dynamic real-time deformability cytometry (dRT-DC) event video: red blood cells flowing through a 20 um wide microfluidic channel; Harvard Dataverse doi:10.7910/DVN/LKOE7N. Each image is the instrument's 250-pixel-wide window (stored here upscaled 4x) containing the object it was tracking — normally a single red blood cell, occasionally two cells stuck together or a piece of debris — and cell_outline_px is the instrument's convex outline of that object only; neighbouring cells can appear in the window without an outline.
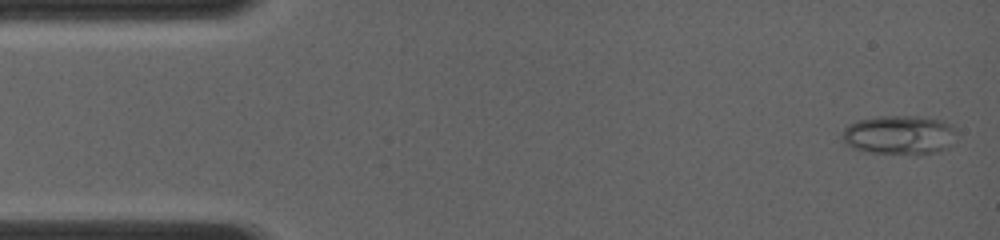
{"species": "common noctule bat (a hibernating species)", "species_latin": "Nyctalus noctula", "temperature_condition": "room temperature", "stored_images_in_passage": 15, "camera_frame_rate_fps": 4000, "um_per_image_px": 0.085, "animal": {"sex": "female", "body_mass_g": 19.0, "forearm_length_mm": 56.7}, "frame": {"image": 1, "passage_image": 1, "time_ms": 0.0, "image_size_px": [1000, 240], "cell_outline_px": [[952, 144], [948, 148], [936, 152], [916, 156], [868, 152], [852, 148], [844, 144], [840, 136], [844, 128], [848, 124], [860, 120], [876, 116], [920, 116], [944, 120], [952, 124]], "centroid_in_image_um": [76.4, 11.49], "position_along_channel_um": 8.6, "area_um2": 26.65}}
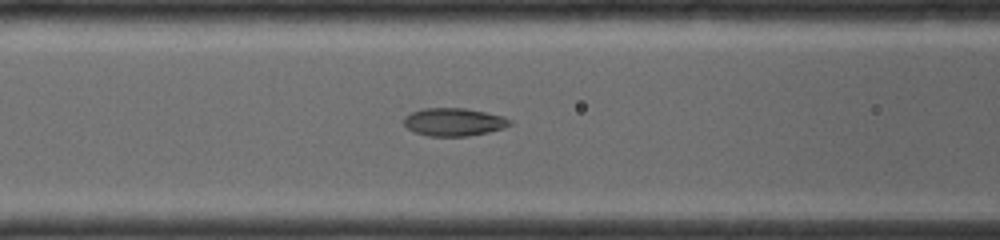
{"frame": {"image": 2, "passage_image": 13, "time_ms": 5.25, "image_size_px": [1000, 240], "cell_outline_px": [[512, 124], [504, 128], [488, 132], [468, 136], [428, 136], [416, 132], [408, 128], [404, 124], [404, 116], [412, 112], [424, 108], [464, 108], [504, 116], [512, 120]], "centroid_in_image_um": [38.6, 10.37], "position_along_channel_um": 128.0, "area_um2": 17.22}}
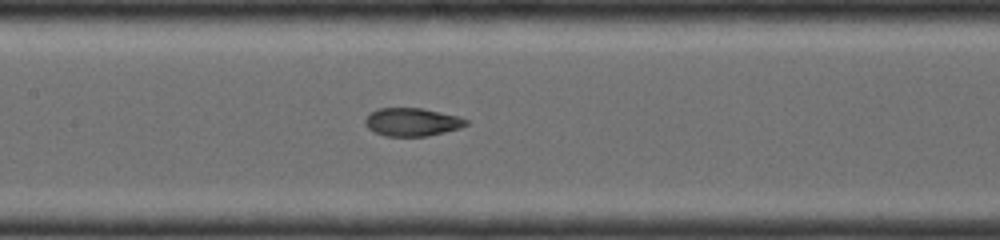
{"frame": {"image": 3, "passage_image": 15, "time_ms": 6.25, "image_size_px": [1000, 240], "cell_outline_px": [[468, 124], [460, 128], [428, 136], [384, 136], [368, 128], [364, 124], [364, 120], [376, 108], [424, 108], [460, 116], [468, 120]], "centroid_in_image_um": [35.05, 10.36], "position_along_channel_um": 172.4, "area_um2": 16.65}}